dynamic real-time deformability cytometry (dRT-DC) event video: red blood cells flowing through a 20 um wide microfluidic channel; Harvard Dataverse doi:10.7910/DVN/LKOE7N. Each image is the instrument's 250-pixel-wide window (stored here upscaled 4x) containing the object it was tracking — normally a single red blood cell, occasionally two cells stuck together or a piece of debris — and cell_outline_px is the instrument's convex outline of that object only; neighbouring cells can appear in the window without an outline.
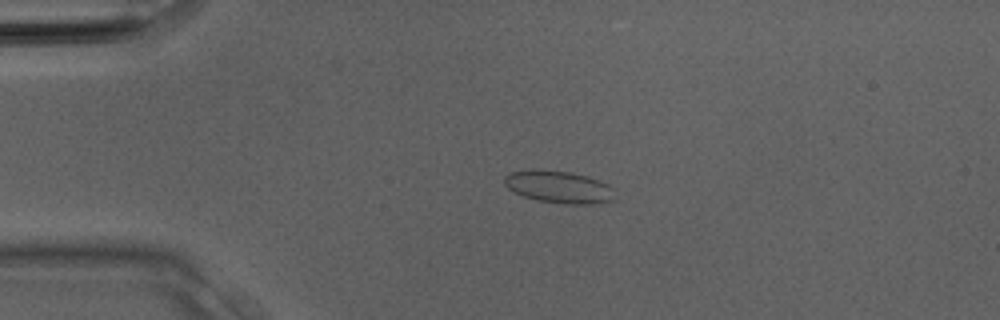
{"species": "Egyptian fruit bat (a non-hibernating species)", "species_latin": "Rousettus aegyptiacus", "temperature_condition": "room temperature", "stored_images_in_passage": 1, "camera_frame_rate_fps": 3000, "um_per_image_px": 0.085, "animal": {"sex": "male"}, "frame": {"image": 1, "passage_image": 1, "time_ms": 0.0, "image_size_px": [1000, 320], "cell_outline_px": [[616, 200], [592, 204], [564, 204], [536, 200], [512, 192], [504, 184], [504, 176], [512, 172], [532, 168], [572, 172], [588, 176], [608, 184], [616, 188]], "centroid_in_image_um": [47.54, 15.89], "position_along_channel_um": 37.5, "area_um2": 21.39}}